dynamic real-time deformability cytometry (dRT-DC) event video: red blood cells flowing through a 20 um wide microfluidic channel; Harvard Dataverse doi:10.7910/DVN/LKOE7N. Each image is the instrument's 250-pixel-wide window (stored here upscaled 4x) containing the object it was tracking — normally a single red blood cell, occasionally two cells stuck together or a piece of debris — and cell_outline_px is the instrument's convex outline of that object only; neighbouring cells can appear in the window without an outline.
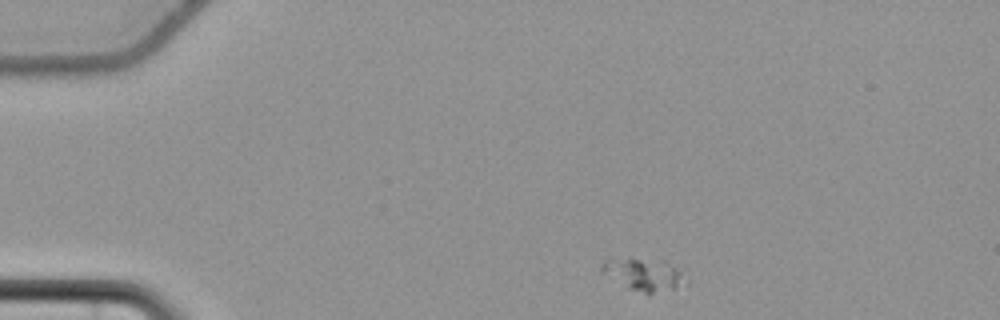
{"species": "common noctule bat (a hibernating species)", "species_latin": "Nyctalus noctula", "temperature_condition": "cold", "stored_images_in_passage": 48, "camera_frame_rate_fps": 3000, "um_per_image_px": 0.085, "animal": {"sex": "female", "body_mass_g": 22.7, "forearm_length_mm": 54.2}, "frame": {"image": 1, "passage_image": 1, "time_ms": 0.0, "image_size_px": [1000, 320], "cell_outline_px": [[688, 284], [676, 288], [648, 296], [600, 272], [600, 268], [604, 260], [664, 260], [676, 268], [680, 272]], "centroid_in_image_um": [54.79, 23.38], "position_along_channel_um": 30.2, "area_um2": 15.26}}
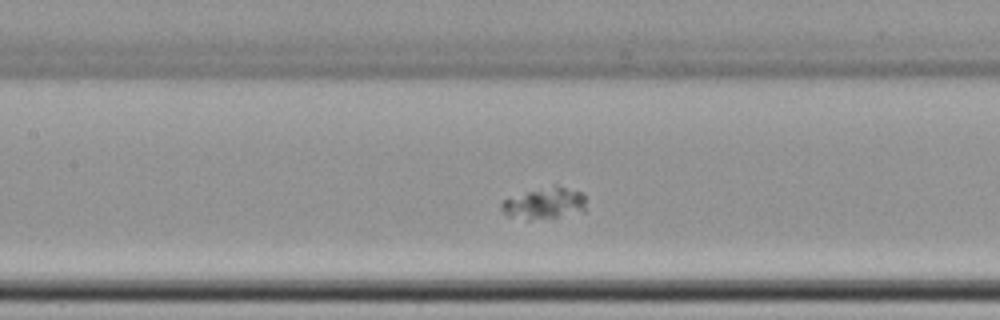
{"frame": {"image": 2, "passage_image": 18, "time_ms": 5.667, "image_size_px": [1000, 320], "cell_outline_px": [[584, 212], [528, 220], [508, 216], [500, 208], [500, 204], [504, 200], [528, 192], [556, 184], [584, 192]], "centroid_in_image_um": [46.31, 17.27], "position_along_channel_um": 161.1, "area_um2": 15.26}}
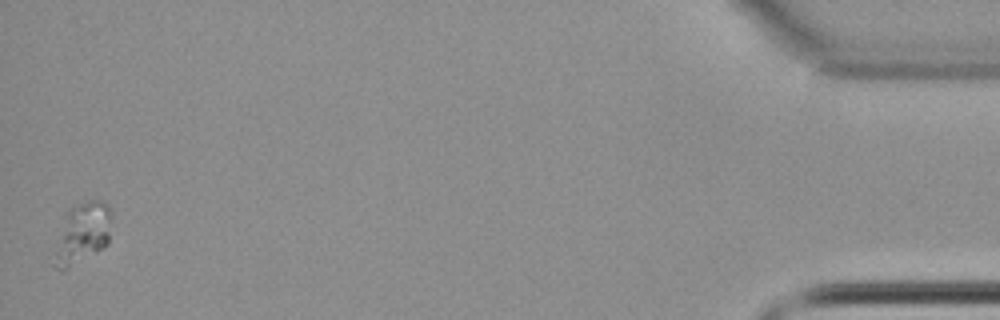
{"frame": {"image": 3, "passage_image": 48, "time_ms": 15.667, "image_size_px": [1000, 320], "cell_outline_px": [[108, 244], [104, 248], [60, 272], [52, 264], [64, 236], [68, 232], [76, 228], [80, 228], [108, 232]], "centroid_in_image_um": [6.73, 20.98], "position_along_channel_um": 428.5, "area_um2": 10.4}}